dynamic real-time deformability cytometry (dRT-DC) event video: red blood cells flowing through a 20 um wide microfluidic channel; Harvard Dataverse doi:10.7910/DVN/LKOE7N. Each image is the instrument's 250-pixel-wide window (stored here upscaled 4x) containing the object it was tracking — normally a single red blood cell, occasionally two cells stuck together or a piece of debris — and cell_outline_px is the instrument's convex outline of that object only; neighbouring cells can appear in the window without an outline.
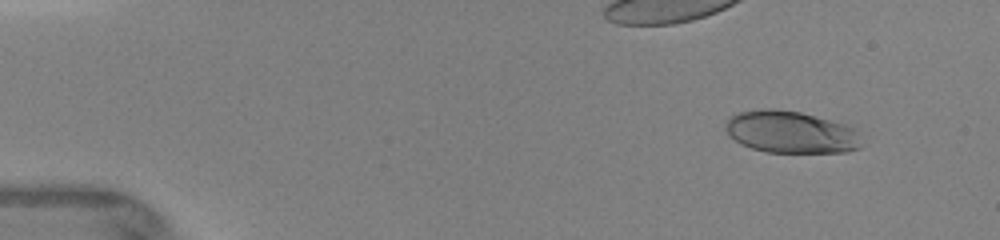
{"species": "human", "species_latin": "Homo sapiens", "temperature_condition": "warm", "stored_images_in_passage": 21, "camera_frame_rate_fps": 3000, "um_per_image_px": 0.085, "donor": {"sex": "female"}, "frame": {"image": 1, "passage_image": 4, "time_ms": 1.333, "image_size_px": [1000, 240], "cell_outline_px": [[860, 148], [848, 152], [768, 152], [752, 148], [740, 144], [728, 136], [724, 128], [724, 124], [732, 116], [740, 112], [764, 108], [772, 108], [800, 112], [856, 128]], "centroid_in_image_um": [67.16, 11.23], "position_along_channel_um": 17.8, "area_um2": 33.18}}
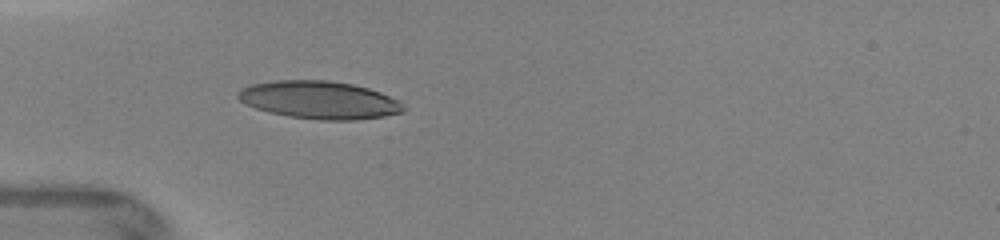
{"frame": {"image": 2, "passage_image": 10, "time_ms": 4.667, "image_size_px": [1000, 240], "cell_outline_px": [[404, 112], [384, 116], [356, 120], [320, 120], [288, 116], [268, 112], [244, 104], [236, 96], [236, 92], [240, 88], [252, 84], [276, 80], [328, 80], [352, 84], [368, 88], [380, 92], [400, 100], [404, 108]], "centroid_in_image_um": [27.12, 8.5], "position_along_channel_um": 57.9, "area_um2": 36.65}}